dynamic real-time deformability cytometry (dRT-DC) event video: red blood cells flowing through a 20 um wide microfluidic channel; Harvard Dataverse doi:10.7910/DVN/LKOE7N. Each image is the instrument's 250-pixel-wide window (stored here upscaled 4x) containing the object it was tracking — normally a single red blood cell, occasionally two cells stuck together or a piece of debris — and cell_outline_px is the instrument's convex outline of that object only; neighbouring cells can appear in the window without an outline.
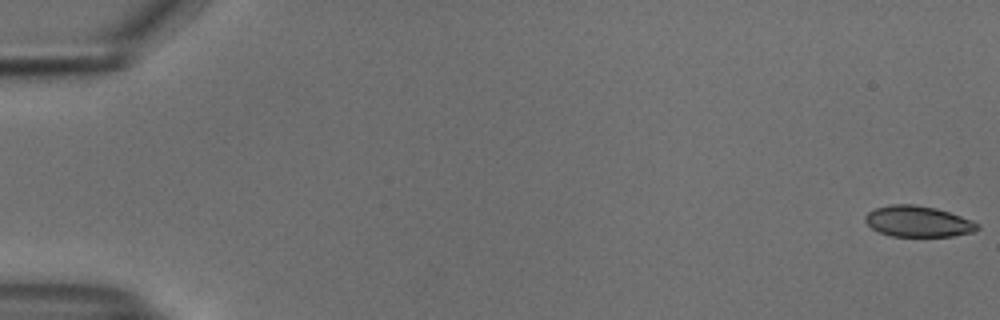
{"species": "common noctule bat (a hibernating species)", "species_latin": "Nyctalus noctula", "temperature_condition": "cold", "stored_images_in_passage": 55, "camera_frame_rate_fps": 3000, "um_per_image_px": 0.085, "animal": {"sex": "male", "body_mass_g": 18.8}, "frame": {"image": 1, "passage_image": 1, "time_ms": 0.0, "image_size_px": [1000, 320], "cell_outline_px": [[980, 228], [972, 232], [952, 236], [892, 236], [880, 232], [872, 228], [864, 220], [864, 216], [868, 212], [876, 208], [892, 204], [916, 204], [936, 208], [972, 220], [980, 224]], "centroid_in_image_um": [78.04, 18.81], "position_along_channel_um": 7.0, "area_um2": 20.17}}
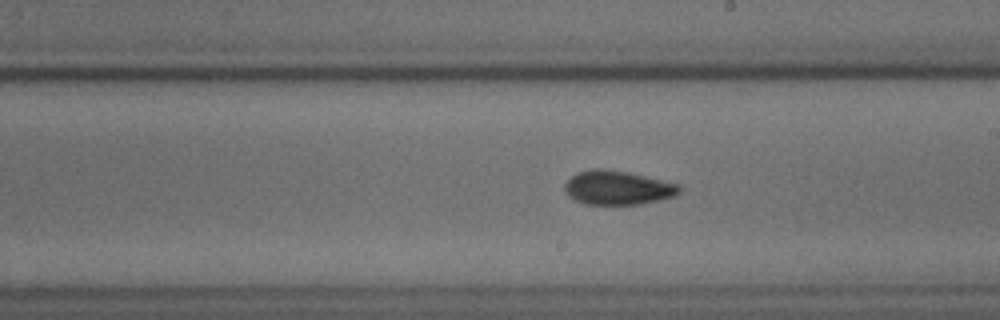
{"frame": {"image": 2, "passage_image": 32, "time_ms": 10.333, "image_size_px": [1000, 320], "cell_outline_px": [[680, 192], [676, 196], [660, 200], [640, 204], [584, 204], [568, 196], [564, 192], [564, 184], [572, 176], [580, 172], [592, 168], [604, 168], [628, 172], [680, 184]], "centroid_in_image_um": [52.51, 15.95], "position_along_channel_um": 236.5, "area_um2": 22.83}}
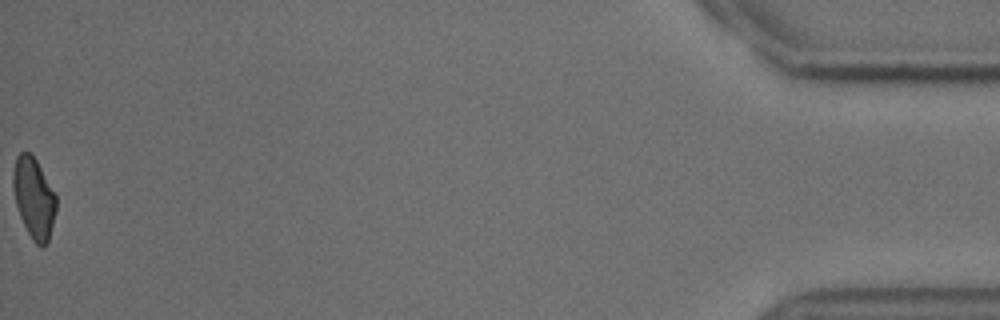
{"frame": {"image": 3, "passage_image": 55, "time_ms": 18.0, "image_size_px": [1000, 320], "cell_outline_px": [[56, 212], [48, 240], [44, 248], [40, 248], [32, 240], [20, 216], [16, 204], [12, 184], [12, 172], [16, 156], [20, 152], [28, 152], [36, 160], [56, 196]], "centroid_in_image_um": [2.86, 16.84], "position_along_channel_um": 432.3, "area_um2": 20.11}, "authors_computed_cell_mechanics": {"area_um2": 21.5016, "velocity_mm_per_s": 3.7574, "shape_relaxation_time_tau1_ms": 4.108, "shape_relaxation_time_tau2_ms": 2.8902, "deformation_change_tau1": 0.1069, "deformation_change_tau2": 0.0709}}